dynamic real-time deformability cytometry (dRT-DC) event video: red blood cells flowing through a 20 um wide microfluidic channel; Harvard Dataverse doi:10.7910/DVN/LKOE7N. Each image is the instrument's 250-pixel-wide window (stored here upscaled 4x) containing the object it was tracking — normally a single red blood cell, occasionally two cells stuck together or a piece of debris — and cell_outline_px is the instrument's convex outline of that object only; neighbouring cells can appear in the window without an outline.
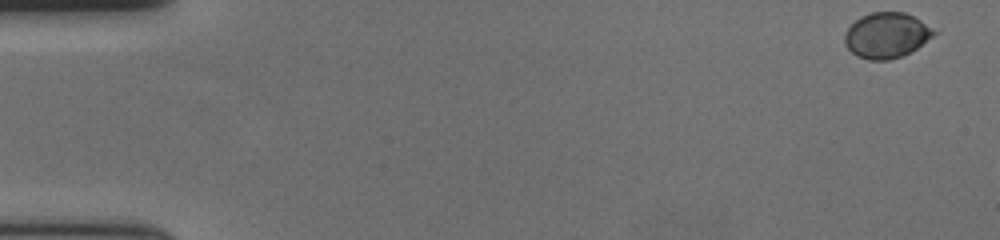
{"species": "human", "species_latin": "Homo sapiens", "temperature_condition": "cold", "stored_images_in_passage": 9, "camera_frame_rate_fps": 3000, "um_per_image_px": 0.085, "donor": {"sex": "female"}, "frame": {"image": 1, "passage_image": 1, "time_ms": 0.0, "image_size_px": [1000, 240], "cell_outline_px": [[940, 32], [904, 56], [888, 60], [868, 60], [856, 56], [844, 44], [844, 36], [848, 28], [860, 16], [872, 12], [904, 12], [940, 28]], "centroid_in_image_um": [75.43, 2.99], "position_along_channel_um": 9.6, "area_um2": 24.16}}